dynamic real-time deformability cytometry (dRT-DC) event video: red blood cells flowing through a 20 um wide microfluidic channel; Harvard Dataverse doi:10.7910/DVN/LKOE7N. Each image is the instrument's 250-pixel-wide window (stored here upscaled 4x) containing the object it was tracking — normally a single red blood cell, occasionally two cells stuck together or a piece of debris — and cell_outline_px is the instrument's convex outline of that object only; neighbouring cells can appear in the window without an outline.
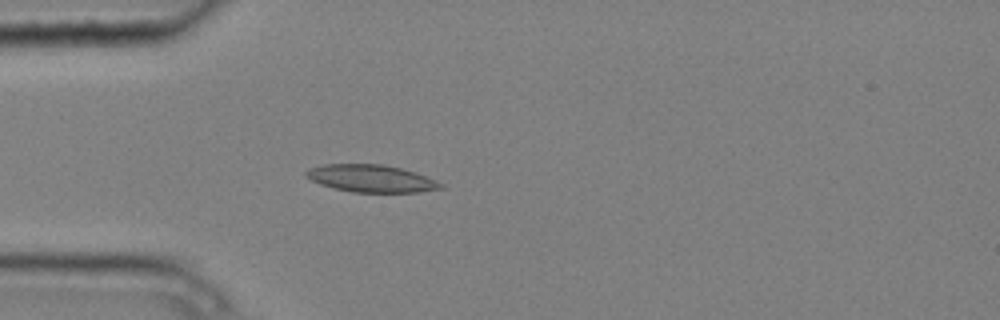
{"species": "common noctule bat (a hibernating species)", "species_latin": "Nyctalus noctula", "temperature_condition": "cold", "stored_images_in_passage": 5, "camera_frame_rate_fps": 3000, "um_per_image_px": 0.085, "animal": {"sex": "male", "body_mass_g": 20.4}, "frame": {"image": 1, "passage_image": 5, "time_ms": 1.333, "image_size_px": [1000, 320], "cell_outline_px": [[444, 188], [420, 192], [352, 192], [320, 184], [304, 176], [304, 172], [308, 168], [324, 164], [384, 164], [416, 172], [436, 180], [444, 184]], "centroid_in_image_um": [31.56, 15.16], "position_along_channel_um": 53.4, "area_um2": 21.56}}